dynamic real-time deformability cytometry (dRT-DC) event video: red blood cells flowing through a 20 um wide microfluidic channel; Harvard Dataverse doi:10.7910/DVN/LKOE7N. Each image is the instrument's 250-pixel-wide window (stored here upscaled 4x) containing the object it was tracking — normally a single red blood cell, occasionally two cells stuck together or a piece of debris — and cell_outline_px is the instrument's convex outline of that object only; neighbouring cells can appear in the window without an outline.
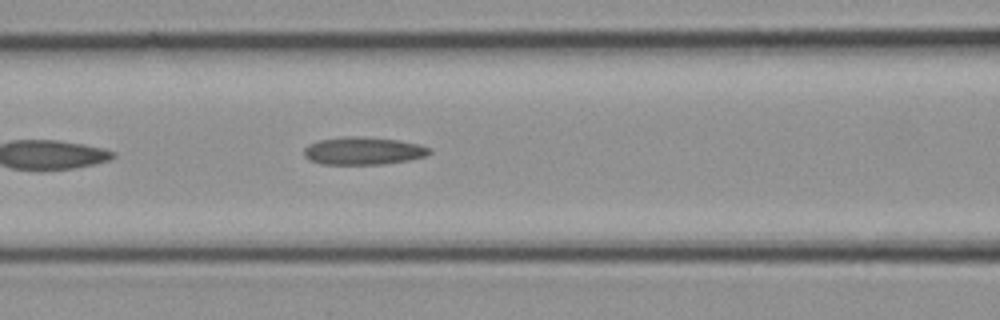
{"species": "common noctule bat (a hibernating species)", "species_latin": "Nyctalus noctula", "temperature_condition": "cold", "stored_images_in_passage": 9, "camera_frame_rate_fps": 3000, "um_per_image_px": 0.085, "animal": {"sex": "female", "body_mass_g": 21.9}, "frame": {"image": 1, "passage_image": 9, "time_ms": 2.667, "image_size_px": [1000, 320], "cell_outline_px": [[432, 152], [424, 156], [408, 160], [384, 164], [320, 164], [308, 160], [304, 156], [304, 148], [308, 144], [320, 140], [344, 136], [360, 136], [400, 140], [420, 144], [432, 148]], "centroid_in_image_um": [30.87, 12.82], "position_along_channel_um": 135.7, "area_um2": 20.46}}